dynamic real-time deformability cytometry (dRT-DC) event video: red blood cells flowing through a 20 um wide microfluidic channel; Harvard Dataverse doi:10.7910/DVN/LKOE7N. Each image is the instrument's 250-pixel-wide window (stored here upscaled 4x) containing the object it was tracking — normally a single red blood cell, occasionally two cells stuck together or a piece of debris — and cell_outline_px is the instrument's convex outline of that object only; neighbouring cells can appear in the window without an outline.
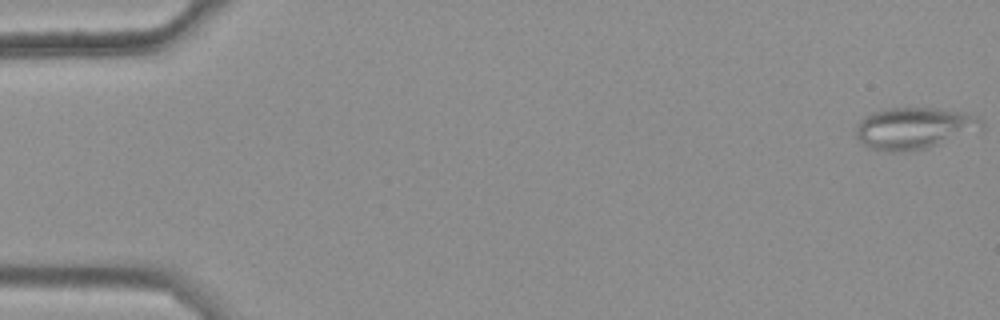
{"species": "common noctule bat (a hibernating species)", "species_latin": "Nyctalus noctula", "temperature_condition": "warm", "stored_images_in_passage": 49, "camera_frame_rate_fps": 3000, "um_per_image_px": 0.085, "animal": {"sex": "female", "body_mass_g": 25.1}, "frame": {"image": 1, "passage_image": 1, "time_ms": 0.0, "image_size_px": [1000, 320], "cell_outline_px": [[984, 128], [928, 148], [900, 152], [884, 152], [868, 148], [856, 136], [856, 124], [864, 116], [872, 112], [888, 108], [936, 108], [964, 112], [980, 120], [984, 124]], "centroid_in_image_um": [77.65, 10.9], "position_along_channel_um": 7.4, "area_um2": 30.52}}
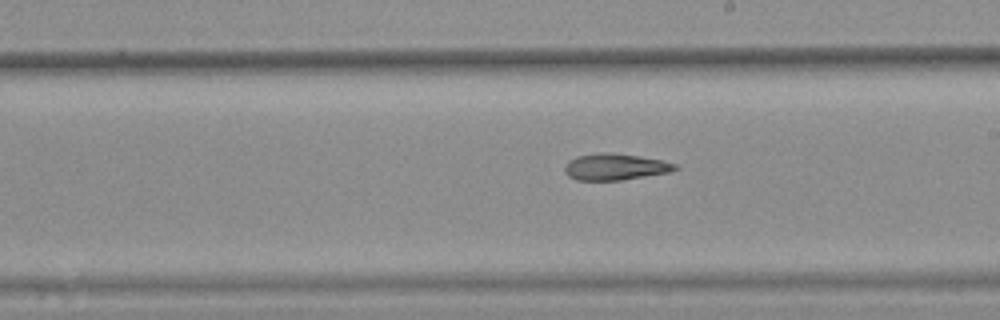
{"frame": {"image": 2, "passage_image": 32, "time_ms": 10.333, "image_size_px": [1000, 320], "cell_outline_px": [[680, 168], [668, 172], [620, 180], [576, 180], [568, 176], [564, 172], [564, 168], [568, 160], [576, 156], [600, 152], [608, 152], [640, 156], [664, 160], [676, 164]], "centroid_in_image_um": [52.26, 14.17], "position_along_channel_um": 236.7, "area_um2": 17.11}}
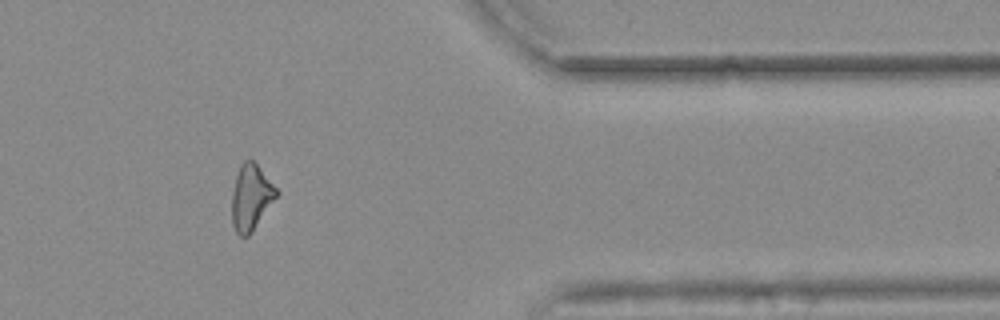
{"frame": {"image": 3, "passage_image": 46, "time_ms": 15.0, "image_size_px": [1000, 320], "cell_outline_px": [[280, 192], [252, 232], [248, 236], [240, 236], [236, 232], [232, 224], [232, 192], [236, 176], [240, 164], [244, 160], [252, 160], [256, 164]], "centroid_in_image_um": [21.33, 16.79], "position_along_channel_um": 390.1, "area_um2": 16.94}, "authors_computed_cell_mechanics": {"area_um2": 17.8024, "velocity_mm_per_s": 3.7052, "shape_relaxation_time_tau1_ms": null, "shape_relaxation_time_tau2_ms": 8.9517, "deformation_change_tau1": null, "deformation_change_tau2": 0.2193}}